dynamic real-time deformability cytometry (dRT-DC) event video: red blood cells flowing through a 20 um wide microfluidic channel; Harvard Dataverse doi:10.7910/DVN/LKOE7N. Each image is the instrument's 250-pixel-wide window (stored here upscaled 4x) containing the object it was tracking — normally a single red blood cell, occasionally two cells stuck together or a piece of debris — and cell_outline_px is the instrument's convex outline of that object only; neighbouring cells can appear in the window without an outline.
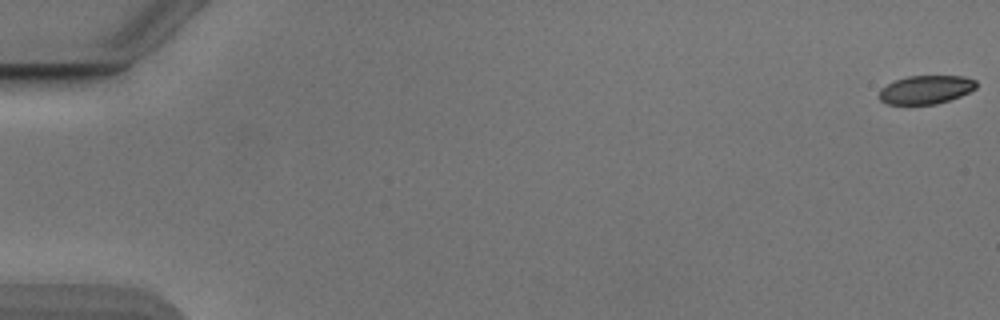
{"species": "Egyptian fruit bat (a non-hibernating species)", "species_latin": "Rousettus aegyptiacus", "temperature_condition": "cold", "stored_images_in_passage": 54, "camera_frame_rate_fps": 3000, "um_per_image_px": 0.085, "animal": {"sex": "male"}, "frame": {"image": 1, "passage_image": 1, "time_ms": 0.0, "image_size_px": [1000, 320], "cell_outline_px": [[976, 88], [960, 96], [936, 104], [888, 104], [880, 100], [880, 88], [896, 80], [908, 76], [964, 76], [976, 80]], "centroid_in_image_um": [78.71, 7.61], "position_along_channel_um": 6.3, "area_um2": 15.95}}
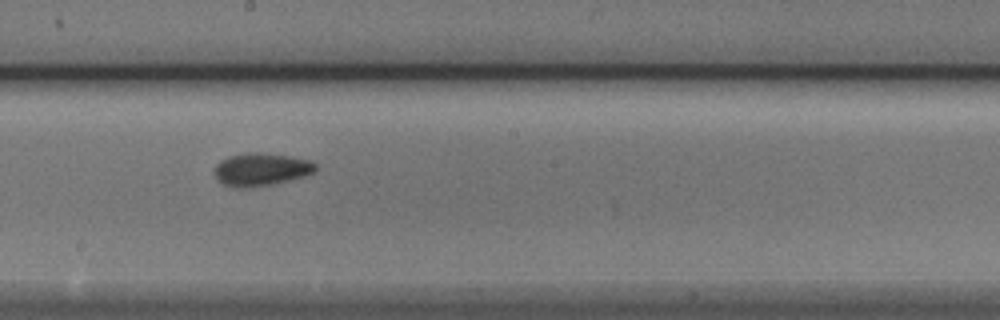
{"frame": {"image": 2, "passage_image": 31, "time_ms": 10.0, "image_size_px": [1000, 320], "cell_outline_px": [[316, 172], [304, 176], [272, 184], [248, 188], [232, 188], [216, 180], [216, 164], [220, 160], [228, 156], [256, 152], [288, 156], [308, 160], [316, 164]], "centroid_in_image_um": [22.17, 14.42], "position_along_channel_um": 226.0, "area_um2": 19.19}}
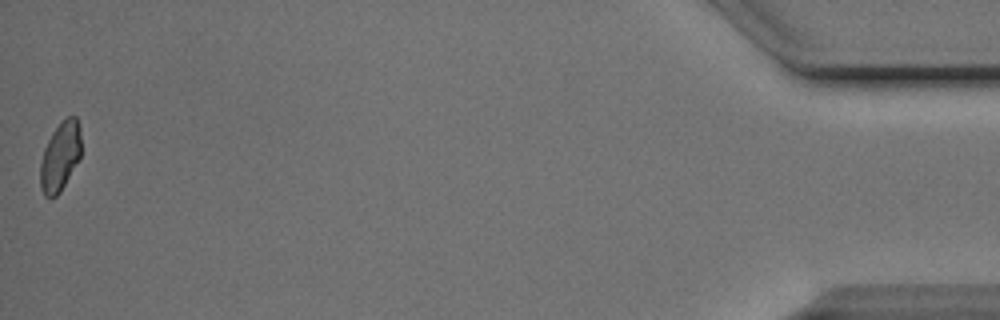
{"frame": {"image": 3, "passage_image": 54, "time_ms": 17.667, "image_size_px": [1000, 320], "cell_outline_px": [[80, 156], [60, 192], [52, 200], [44, 196], [40, 188], [40, 164], [44, 148], [52, 132], [68, 116], [76, 116], [80, 128]], "centroid_in_image_um": [5.09, 13.34], "position_along_channel_um": 430.1, "area_um2": 16.3}, "authors_computed_cell_mechanics": {"area_um2": 17.6579, "velocity_mm_per_s": 3.8777, "shape_relaxation_time_tau1_ms": 4.886, "shape_relaxation_time_tau2_ms": 2.3202, "deformation_change_tau1": 0.0957, "deformation_change_tau2": 0.06}}